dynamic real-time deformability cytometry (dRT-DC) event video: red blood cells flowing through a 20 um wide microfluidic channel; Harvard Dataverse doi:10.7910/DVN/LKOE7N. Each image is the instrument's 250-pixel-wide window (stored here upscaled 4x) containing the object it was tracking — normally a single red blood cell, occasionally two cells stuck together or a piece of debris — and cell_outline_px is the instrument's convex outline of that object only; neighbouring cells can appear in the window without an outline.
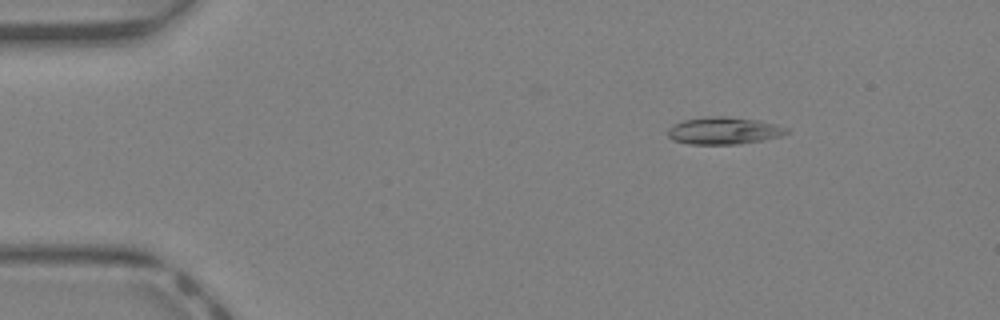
{"species": "Egyptian fruit bat (a non-hibernating species)", "species_latin": "Rousettus aegyptiacus", "temperature_condition": "warm", "stored_images_in_passage": 42, "camera_frame_rate_fps": 3000, "um_per_image_px": 0.085, "animal": {"sex": "female"}, "frame": {"image": 1, "passage_image": 6, "time_ms": 1.667, "image_size_px": [1000, 320], "cell_outline_px": [[792, 132], [784, 136], [764, 140], [736, 144], [688, 144], [672, 140], [668, 136], [668, 128], [684, 120], [712, 116], [728, 116], [760, 120], [776, 124], [788, 128]], "centroid_in_image_um": [61.61, 11.11], "position_along_channel_um": 23.4, "area_um2": 19.07}}
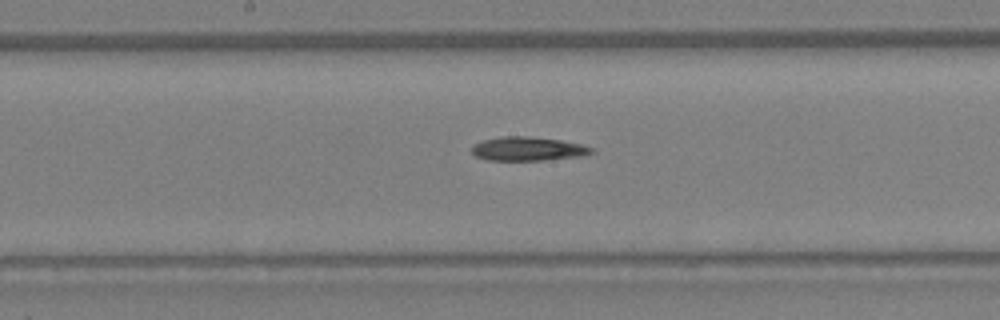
{"frame": {"image": 2, "passage_image": 22, "time_ms": 7.0, "image_size_px": [1000, 320], "cell_outline_px": [[596, 152], [584, 156], [544, 160], [488, 160], [476, 156], [472, 152], [472, 148], [476, 144], [484, 140], [504, 136], [528, 136], [560, 140], [580, 144], [592, 148]], "centroid_in_image_um": [44.92, 12.66], "position_along_channel_um": 203.3, "area_um2": 16.53}}
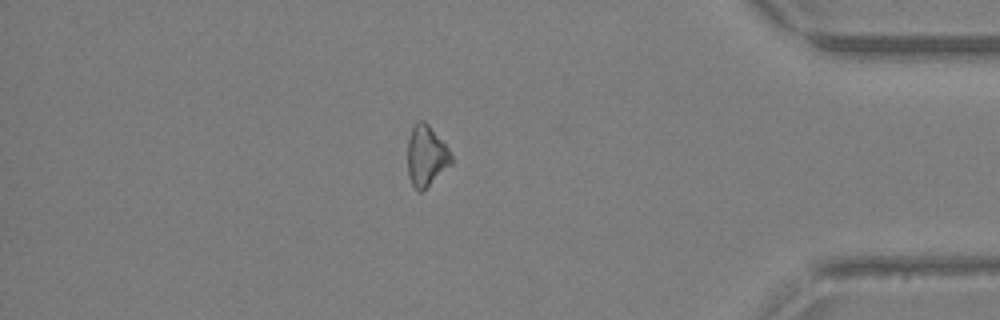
{"frame": {"image": 3, "passage_image": 36, "time_ms": 11.667, "image_size_px": [1000, 320], "cell_outline_px": [[452, 164], [420, 192], [412, 184], [408, 176], [408, 140], [412, 128], [416, 120], [424, 120], [428, 124], [448, 148], [452, 156]], "centroid_in_image_um": [36.22, 13.22], "position_along_channel_um": 399.0, "area_um2": 15.26}}